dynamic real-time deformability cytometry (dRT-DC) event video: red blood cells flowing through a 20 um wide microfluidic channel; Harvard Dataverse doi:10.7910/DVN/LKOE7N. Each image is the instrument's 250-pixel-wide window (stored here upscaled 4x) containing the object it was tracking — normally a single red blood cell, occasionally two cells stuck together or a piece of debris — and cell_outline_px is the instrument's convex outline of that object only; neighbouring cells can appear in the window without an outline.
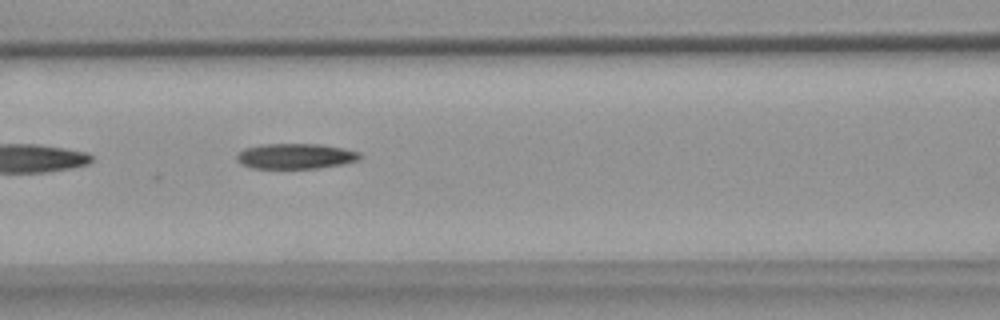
{"species": "common noctule bat (a hibernating species)", "species_latin": "Nyctalus noctula", "temperature_condition": "warm", "stored_images_in_passage": 8, "camera_frame_rate_fps": 3000, "um_per_image_px": 0.085, "animal": {"sex": "female", "body_mass_g": 18.4}, "frame": {"image": 1, "passage_image": 7, "time_ms": 7.0, "image_size_px": [1000, 320], "cell_outline_px": [[360, 156], [356, 160], [344, 164], [316, 168], [252, 168], [240, 164], [236, 160], [236, 156], [244, 148], [260, 144], [320, 144], [344, 148], [360, 152]], "centroid_in_image_um": [25.08, 13.27], "position_along_channel_um": 141.5, "area_um2": 18.21}}